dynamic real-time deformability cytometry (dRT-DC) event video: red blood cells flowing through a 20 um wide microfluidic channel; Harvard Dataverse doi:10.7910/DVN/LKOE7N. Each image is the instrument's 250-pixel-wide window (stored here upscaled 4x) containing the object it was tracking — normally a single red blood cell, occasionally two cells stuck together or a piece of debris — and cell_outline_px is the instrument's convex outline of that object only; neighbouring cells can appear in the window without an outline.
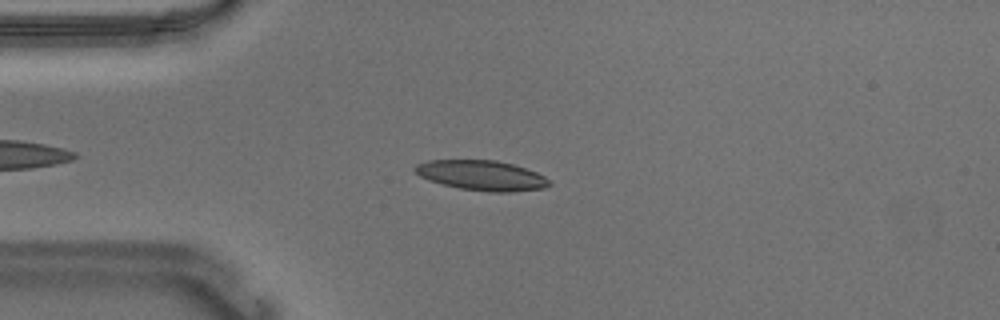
{"species": "Egyptian fruit bat (a non-hibernating species)", "species_latin": "Rousettus aegyptiacus", "temperature_condition": "warm", "stored_images_in_passage": 42, "camera_frame_rate_fps": 3000, "um_per_image_px": 0.085, "animal": {"sex": "male"}, "frame": {"image": 1, "passage_image": 9, "time_ms": 2.667, "image_size_px": [1000, 320], "cell_outline_px": [[552, 184], [544, 188], [512, 192], [488, 192], [460, 188], [428, 180], [412, 172], [412, 168], [416, 164], [428, 160], [496, 160], [512, 164], [536, 172], [544, 176]], "centroid_in_image_um": [40.9, 14.91], "position_along_channel_um": 44.1, "area_um2": 23.52}}
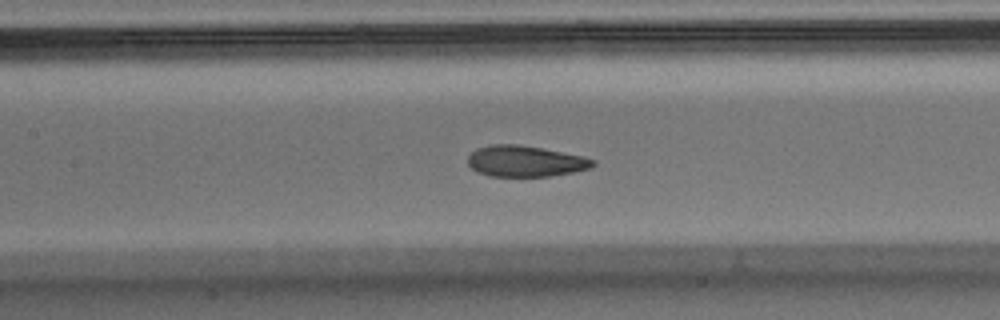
{"frame": {"image": 2, "passage_image": 20, "time_ms": 6.333, "image_size_px": [1000, 320], "cell_outline_px": [[596, 164], [592, 168], [572, 172], [548, 176], [492, 176], [476, 172], [468, 164], [468, 156], [476, 148], [492, 144], [516, 144], [540, 148], [584, 156], [596, 160]], "centroid_in_image_um": [44.66, 13.7], "position_along_channel_um": 162.7, "area_um2": 22.6}}
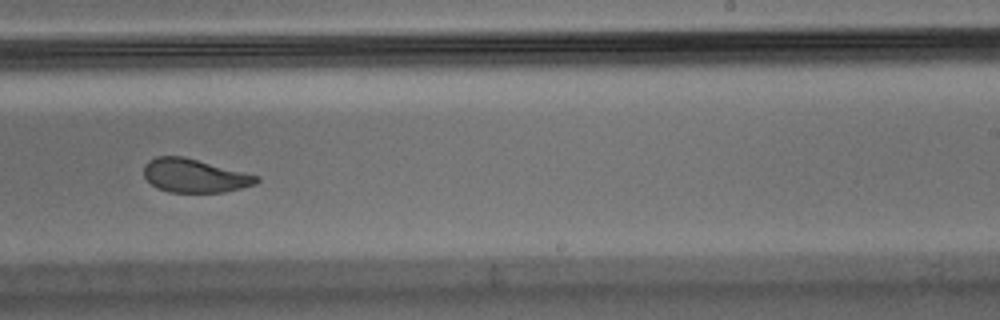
{"frame": {"image": 3, "passage_image": 29, "time_ms": 9.333, "image_size_px": [1000, 320], "cell_outline_px": [[260, 180], [256, 184], [224, 192], [168, 192], [156, 188], [144, 176], [144, 164], [148, 160], [156, 156], [184, 156], [260, 176]], "centroid_in_image_um": [16.53, 14.93], "position_along_channel_um": 272.5, "area_um2": 22.14}, "authors_computed_cell_mechanics": {"area_um2": 23.3223, "velocity_mm_per_s": 3.6637, "shape_relaxation_time_tau1_ms": 4.6408, "shape_relaxation_time_tau2_ms": 1.7161, "deformation_change_tau1": 0.157, "deformation_change_tau2": 0.0772}}